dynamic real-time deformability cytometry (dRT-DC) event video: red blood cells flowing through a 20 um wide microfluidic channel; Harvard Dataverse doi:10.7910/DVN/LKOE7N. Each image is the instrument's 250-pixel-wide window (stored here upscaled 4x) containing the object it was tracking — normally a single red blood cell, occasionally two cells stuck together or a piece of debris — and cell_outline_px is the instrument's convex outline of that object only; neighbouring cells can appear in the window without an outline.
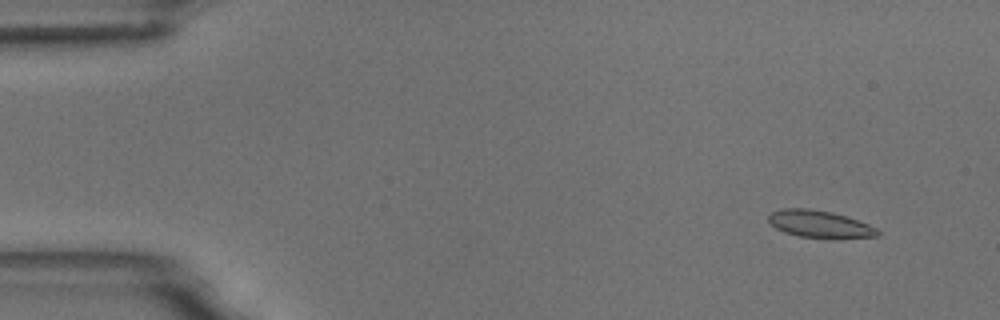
{"species": "common noctule bat (a hibernating species)", "species_latin": "Nyctalus noctula", "temperature_condition": "room temperature", "stored_images_in_passage": 5, "segment_of_instrument_passage": [1, 2], "camera_frame_rate_fps": 3000, "um_per_image_px": 0.085, "animal": {"sex": "male", "body_mass_g": 18.8}, "frame": {"image": 1, "passage_image": 1, "time_ms": 0.0, "image_size_px": [1000, 320], "cell_outline_px": [[880, 236], [836, 240], [832, 240], [800, 236], [784, 232], [776, 228], [768, 220], [768, 216], [772, 212], [784, 208], [808, 208], [832, 212], [868, 224], [876, 228], [880, 232]], "centroid_in_image_um": [69.72, 19.08], "position_along_channel_um": 15.3, "area_um2": 17.63}}
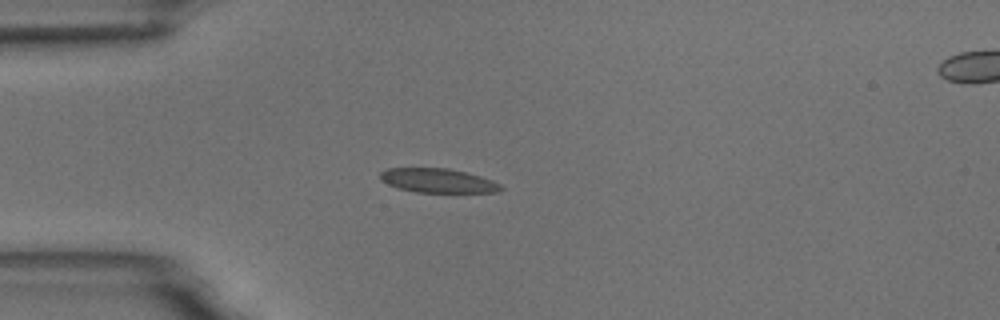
{"frame": {"image": 2, "passage_image": 4, "time_ms": 3.333, "image_size_px": [1000, 320], "cell_outline_px": [[504, 188], [496, 192], [416, 192], [400, 188], [388, 184], [380, 180], [380, 172], [388, 168], [448, 168], [480, 176], [492, 180], [500, 184]], "centroid_in_image_um": [37.21, 15.35], "position_along_channel_um": 47.8, "area_um2": 16.82}}